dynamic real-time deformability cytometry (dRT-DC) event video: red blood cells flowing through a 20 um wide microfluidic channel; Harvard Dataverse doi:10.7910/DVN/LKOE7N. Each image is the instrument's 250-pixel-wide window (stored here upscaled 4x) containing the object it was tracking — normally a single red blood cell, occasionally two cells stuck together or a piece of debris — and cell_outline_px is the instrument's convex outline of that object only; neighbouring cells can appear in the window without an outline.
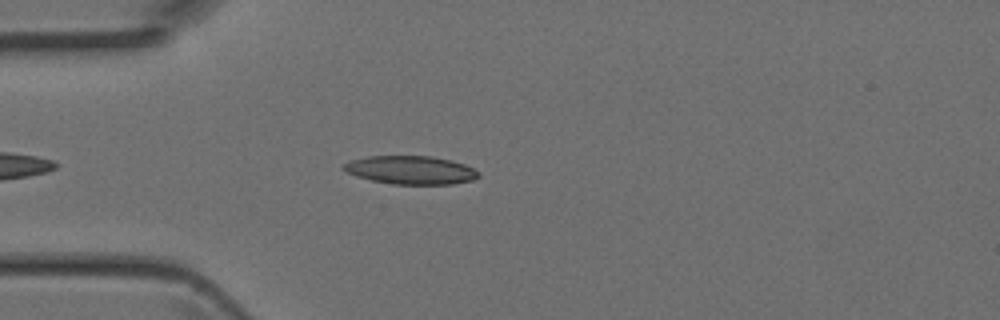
{"species": "Egyptian fruit bat (a non-hibernating species)", "species_latin": "Rousettus aegyptiacus", "temperature_condition": "room temperature", "stored_images_in_passage": 2, "camera_frame_rate_fps": 3000, "um_per_image_px": 0.085, "animal": {"sex": "female"}, "frame": {"image": 1, "passage_image": 2, "time_ms": 0.333, "image_size_px": [1000, 320], "cell_outline_px": [[480, 176], [472, 180], [452, 184], [392, 184], [372, 180], [356, 176], [340, 168], [344, 164], [352, 160], [368, 156], [432, 156], [452, 160], [464, 164], [480, 172]], "centroid_in_image_um": [34.93, 14.45], "position_along_channel_um": 50.1, "area_um2": 22.25}}